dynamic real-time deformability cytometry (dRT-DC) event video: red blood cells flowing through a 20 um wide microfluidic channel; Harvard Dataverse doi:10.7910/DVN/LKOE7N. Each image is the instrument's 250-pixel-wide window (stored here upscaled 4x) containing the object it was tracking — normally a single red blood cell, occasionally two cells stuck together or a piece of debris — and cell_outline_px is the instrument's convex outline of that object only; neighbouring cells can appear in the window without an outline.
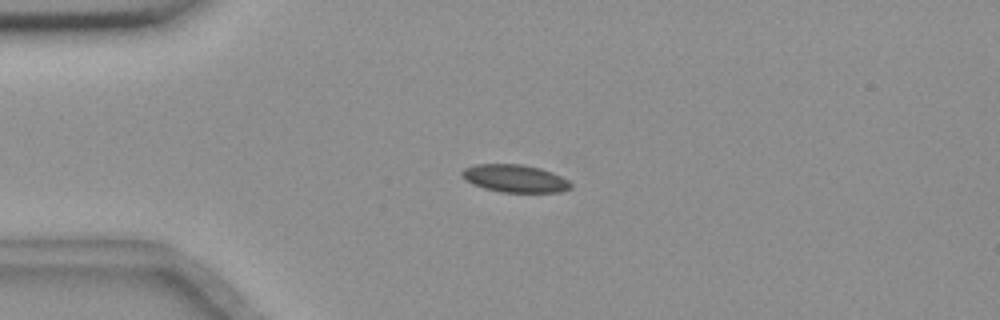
{"species": "common noctule bat (a hibernating species)", "species_latin": "Nyctalus noctula", "temperature_condition": "room temperature", "stored_images_in_passage": 2, "camera_frame_rate_fps": 3000, "um_per_image_px": 0.085, "animal": {"sex": "female", "body_mass_g": 18.4}, "frame": {"image": 1, "passage_image": 1, "time_ms": 0.0, "image_size_px": [1000, 320], "cell_outline_px": [[572, 188], [560, 192], [500, 192], [484, 188], [472, 184], [464, 180], [460, 172], [464, 168], [476, 164], [520, 164], [540, 168], [552, 172], [568, 180], [572, 184]], "centroid_in_image_um": [43.75, 15.17], "position_along_channel_um": 41.3, "area_um2": 17.63}}